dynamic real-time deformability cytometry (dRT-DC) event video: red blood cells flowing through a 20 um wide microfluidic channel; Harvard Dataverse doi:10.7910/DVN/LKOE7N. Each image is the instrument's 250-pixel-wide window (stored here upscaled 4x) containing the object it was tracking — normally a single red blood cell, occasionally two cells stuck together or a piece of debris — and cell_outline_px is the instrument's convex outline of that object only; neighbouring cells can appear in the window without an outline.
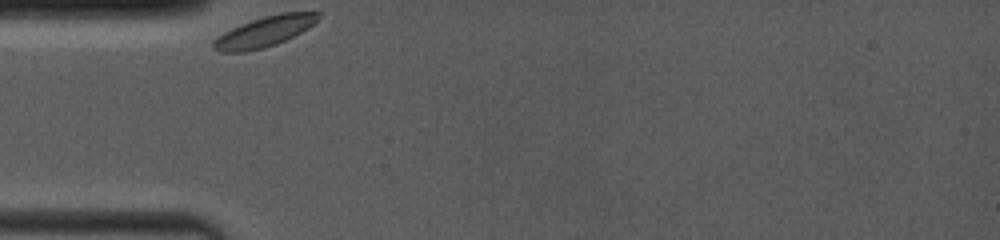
{"species": "common noctule bat (a hibernating species)", "species_latin": "Nyctalus noctula", "temperature_condition": "room temperature", "stored_images_in_passage": 3, "camera_frame_rate_fps": 4000, "um_per_image_px": 0.085, "animal": {"sex": "female", "body_mass_g": 19.0, "forearm_length_mm": 53.3}, "frame": {"image": 1, "passage_image": 1, "time_ms": 0.0, "image_size_px": [1000, 240], "cell_outline_px": [[320, 16], [308, 28], [276, 44], [264, 48], [244, 52], [220, 52], [212, 48], [212, 40], [224, 32], [240, 24], [264, 16], [280, 12], [320, 12]], "centroid_in_image_um": [22.43, 2.69], "position_along_channel_um": 62.6, "area_um2": 18.44}}
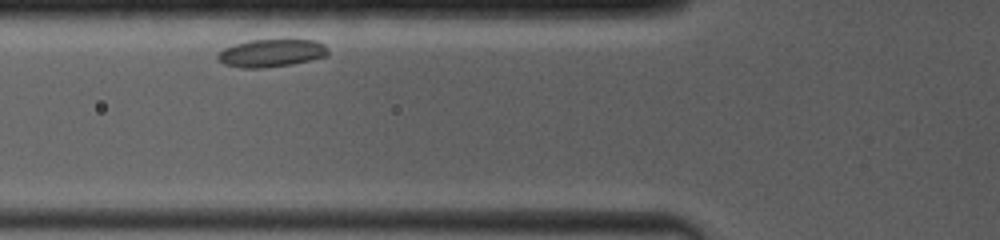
{"frame": {"image": 2, "passage_image": 2, "time_ms": 1.25, "image_size_px": [1000, 240], "cell_outline_px": [[328, 56], [292, 64], [264, 68], [240, 68], [224, 64], [216, 56], [224, 48], [236, 44], [252, 40], [316, 40], [324, 44], [328, 48]], "centroid_in_image_um": [23.1, 4.52], "position_along_channel_um": 102.7, "area_um2": 17.74}}
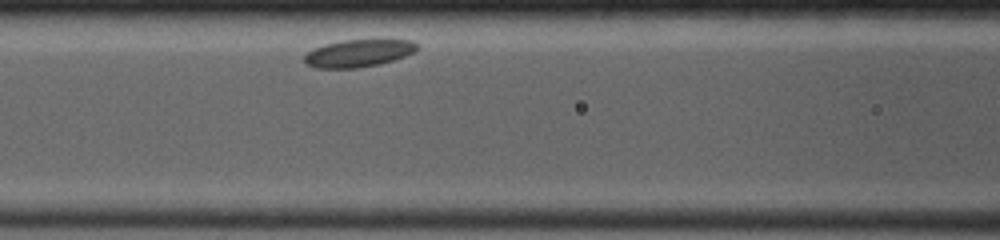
{"frame": {"image": 3, "passage_image": 3, "time_ms": 2.25, "image_size_px": [1000, 240], "cell_outline_px": [[420, 48], [416, 52], [380, 64], [356, 68], [316, 68], [308, 64], [304, 60], [304, 56], [312, 48], [324, 44], [340, 40], [412, 40], [420, 44]], "centroid_in_image_um": [30.5, 4.51], "position_along_channel_um": 136.1, "area_um2": 18.15}}